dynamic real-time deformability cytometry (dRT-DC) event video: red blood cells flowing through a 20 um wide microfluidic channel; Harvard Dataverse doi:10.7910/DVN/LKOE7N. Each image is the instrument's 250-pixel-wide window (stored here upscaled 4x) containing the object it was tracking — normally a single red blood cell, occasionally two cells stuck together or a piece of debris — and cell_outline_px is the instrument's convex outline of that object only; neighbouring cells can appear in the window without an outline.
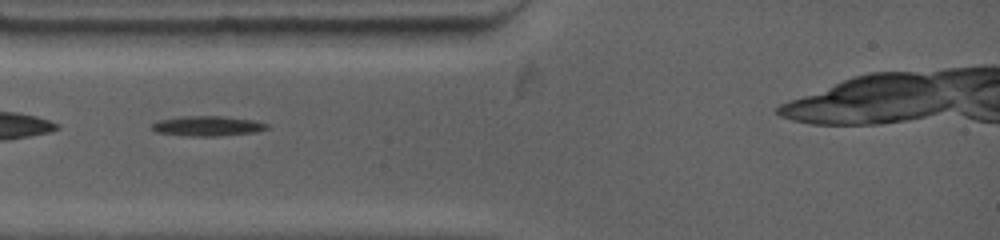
{"species": "common noctule bat (a hibernating species)", "species_latin": "Nyctalus noctula", "temperature_condition": "warm", "stored_images_in_passage": 6, "camera_frame_rate_fps": 4500, "um_per_image_px": 0.085, "animal": {"sex": "female", "body_mass_g": 19.0, "forearm_length_mm": 53.3}, "frame": {"image": 1, "passage_image": 3, "time_ms": 1.111, "image_size_px": [1000, 240], "cell_outline_px": [[268, 128], [256, 132], [220, 136], [188, 136], [156, 132], [152, 128], [152, 124], [156, 120], [180, 116], [220, 116], [256, 120], [268, 124]], "centroid_in_image_um": [17.63, 10.7], "position_along_channel_um": 67.4, "area_um2": 13.53}}
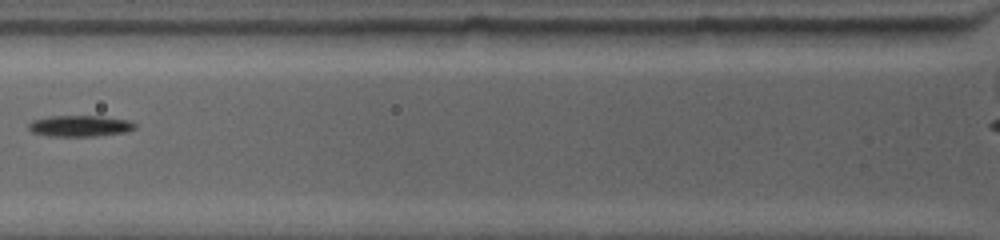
{"frame": {"image": 2, "passage_image": 5, "time_ms": 2.444, "image_size_px": [1000, 240], "cell_outline_px": [[136, 128], [124, 132], [92, 136], [48, 136], [32, 132], [28, 128], [28, 124], [32, 120], [48, 116], [104, 116], [128, 120], [136, 124]], "centroid_in_image_um": [6.76, 10.7], "position_along_channel_um": 119.0, "area_um2": 13.12}}